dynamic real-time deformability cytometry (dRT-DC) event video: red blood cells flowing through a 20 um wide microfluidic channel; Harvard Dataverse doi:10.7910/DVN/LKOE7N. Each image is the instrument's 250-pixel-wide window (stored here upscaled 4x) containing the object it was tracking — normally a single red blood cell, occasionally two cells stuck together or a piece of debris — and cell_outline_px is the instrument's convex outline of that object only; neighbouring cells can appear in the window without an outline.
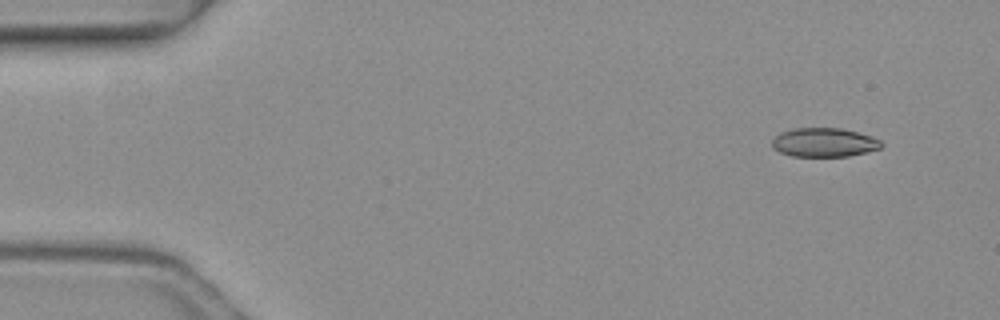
{"species": "common noctule bat (a hibernating species)", "species_latin": "Nyctalus noctula", "temperature_condition": "warm", "stored_images_in_passage": 4, "camera_frame_rate_fps": 3000, "um_per_image_px": 0.085, "animal": {"sex": "female", "body_mass_g": 19.3, "forearm_length_mm": 54.1}, "frame": {"image": 1, "passage_image": 1, "time_ms": 0.0, "image_size_px": [1000, 320], "cell_outline_px": [[884, 144], [880, 148], [848, 156], [792, 156], [780, 152], [772, 148], [772, 140], [780, 132], [792, 128], [840, 128], [872, 136], [880, 140]], "centroid_in_image_um": [70.03, 12.1], "position_along_channel_um": 15.0, "area_um2": 18.38}}
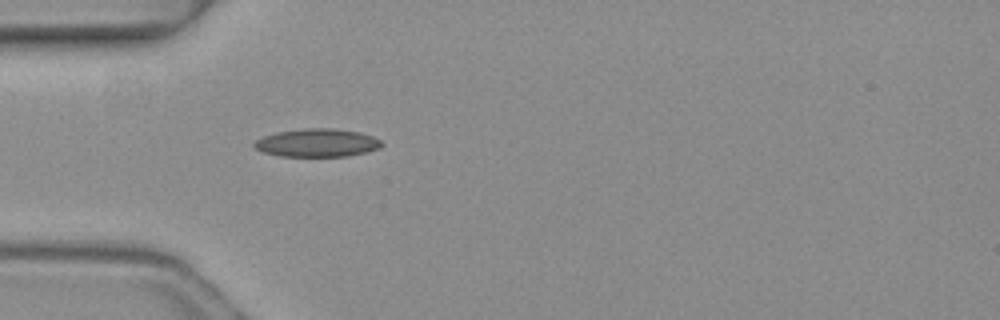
{"frame": {"image": 2, "passage_image": 4, "time_ms": 1.0, "image_size_px": [1000, 320], "cell_outline_px": [[384, 144], [380, 148], [368, 152], [348, 156], [280, 156], [264, 152], [256, 148], [252, 144], [256, 140], [264, 136], [276, 132], [304, 128], [332, 128], [360, 132], [372, 136], [380, 140]], "centroid_in_image_um": [26.99, 12.14], "position_along_channel_um": 58.0, "area_um2": 20.92}}